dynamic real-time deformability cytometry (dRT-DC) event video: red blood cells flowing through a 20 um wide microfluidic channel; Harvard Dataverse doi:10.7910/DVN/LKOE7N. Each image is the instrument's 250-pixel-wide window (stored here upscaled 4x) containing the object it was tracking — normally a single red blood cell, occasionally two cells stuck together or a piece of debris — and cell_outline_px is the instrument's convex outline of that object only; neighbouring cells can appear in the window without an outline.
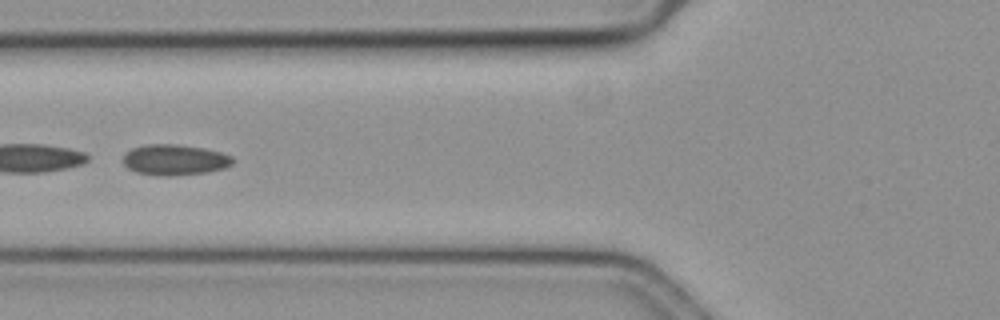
{"species": "common noctule bat (a hibernating species)", "species_latin": "Nyctalus noctula", "temperature_condition": "cold", "stored_images_in_passage": 30, "camera_frame_rate_fps": 3000, "um_per_image_px": 0.085, "animal": {"sex": "female", "body_mass_g": 19.3, "forearm_length_mm": 54.1}, "frame": {"image": 1, "passage_image": 24, "time_ms": 7.667, "image_size_px": [1000, 320], "cell_outline_px": [[236, 160], [232, 164], [224, 168], [208, 172], [172, 176], [160, 176], [136, 172], [128, 168], [124, 164], [124, 152], [132, 148], [148, 144], [176, 144], [204, 148], [220, 152], [232, 156]], "centroid_in_image_um": [14.86, 13.59], "position_along_channel_um": 110.9, "area_um2": 19.77}}